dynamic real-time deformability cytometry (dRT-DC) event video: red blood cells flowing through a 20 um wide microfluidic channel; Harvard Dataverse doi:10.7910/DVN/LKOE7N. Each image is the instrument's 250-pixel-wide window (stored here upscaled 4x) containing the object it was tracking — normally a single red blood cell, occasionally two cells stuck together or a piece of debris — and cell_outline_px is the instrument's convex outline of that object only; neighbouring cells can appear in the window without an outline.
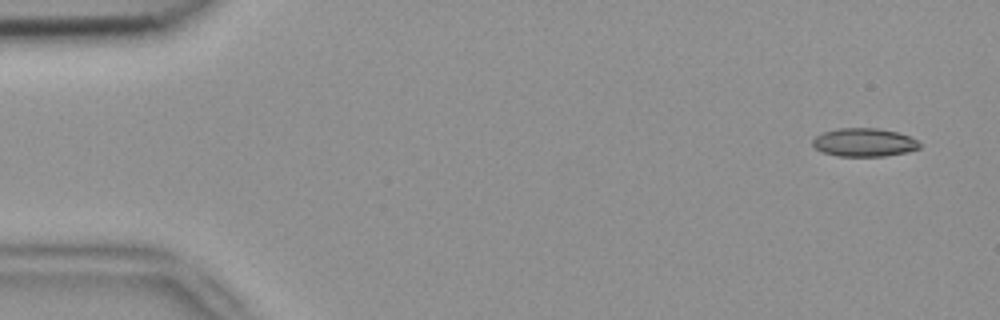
{"species": "common noctule bat (a hibernating species)", "species_latin": "Nyctalus noctula", "temperature_condition": "room temperature", "stored_images_in_passage": 4, "segment_of_instrument_passage": [1, 2], "camera_frame_rate_fps": 3000, "um_per_image_px": 0.085, "animal": {"sex": "female", "body_mass_g": 18.4}, "frame": {"image": 1, "passage_image": 1, "time_ms": 0.0, "image_size_px": [1000, 320], "cell_outline_px": [[920, 148], [908, 152], [884, 156], [840, 156], [824, 152], [816, 148], [812, 144], [812, 140], [816, 136], [824, 132], [836, 128], [876, 128], [896, 132], [908, 136], [916, 140], [920, 144]], "centroid_in_image_um": [73.45, 12.1], "position_along_channel_um": 11.6, "area_um2": 17.51}}
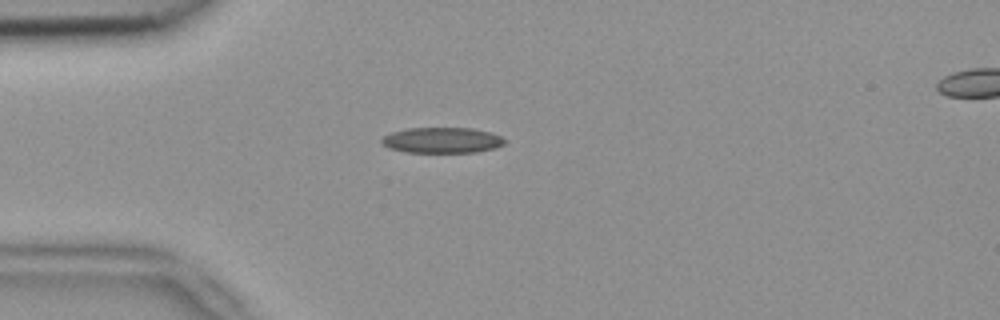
{"frame": {"image": 2, "passage_image": 3, "time_ms": 0.667, "image_size_px": [1000, 320], "cell_outline_px": [[504, 144], [496, 148], [476, 152], [408, 152], [388, 148], [380, 140], [384, 136], [392, 132], [408, 128], [472, 128], [492, 132], [500, 136], [504, 140]], "centroid_in_image_um": [37.59, 11.91], "position_along_channel_um": 47.4, "area_um2": 18.32}}